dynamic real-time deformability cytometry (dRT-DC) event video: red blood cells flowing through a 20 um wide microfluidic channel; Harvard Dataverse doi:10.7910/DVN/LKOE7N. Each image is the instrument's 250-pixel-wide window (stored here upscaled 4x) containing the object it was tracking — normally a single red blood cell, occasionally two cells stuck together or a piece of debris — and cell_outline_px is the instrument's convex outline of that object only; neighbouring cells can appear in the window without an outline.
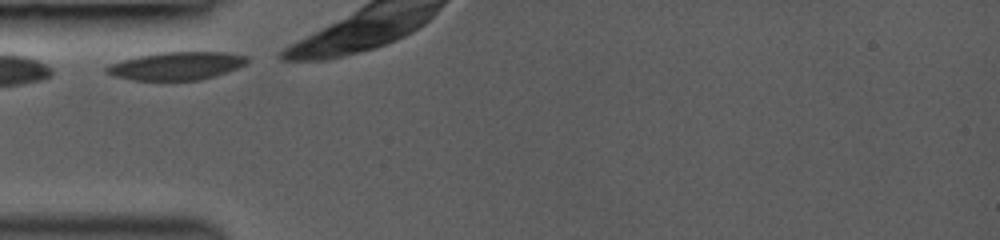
{"species": "common noctule bat (a hibernating species)", "species_latin": "Nyctalus noctula", "temperature_condition": "room temperature", "stored_images_in_passage": 5, "camera_frame_rate_fps": 3000, "um_per_image_px": 0.085, "animal": {"sex": "female", "body_mass_g": 19.0, "forearm_length_mm": 53.3}, "frame": {"image": 1, "passage_image": 1, "time_ms": 0.0, "image_size_px": [1000, 240], "cell_outline_px": [[248, 60], [244, 64], [236, 68], [200, 80], [132, 80], [116, 76], [108, 72], [104, 68], [112, 64], [124, 60], [140, 56], [160, 52], [224, 52], [248, 56]], "centroid_in_image_um": [15.02, 5.59], "position_along_channel_um": 70.0, "area_um2": 22.37}}